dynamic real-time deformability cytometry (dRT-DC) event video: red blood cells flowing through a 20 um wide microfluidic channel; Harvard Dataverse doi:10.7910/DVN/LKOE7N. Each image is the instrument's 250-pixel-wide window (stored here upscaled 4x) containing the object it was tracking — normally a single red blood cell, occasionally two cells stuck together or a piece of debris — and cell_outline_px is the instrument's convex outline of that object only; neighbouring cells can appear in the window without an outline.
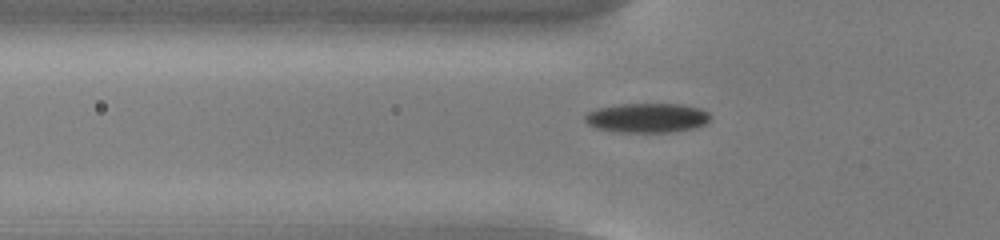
{"species": "common noctule bat (a hibernating species)", "species_latin": "Nyctalus noctula", "temperature_condition": "cold", "stored_images_in_passage": 45, "camera_frame_rate_fps": 3000, "um_per_image_px": 0.085, "animal": {"sex": "male", "body_mass_g": 13.0, "forearm_length_mm": 53.1}, "frame": {"image": 1, "passage_image": 10, "time_ms": 3.0, "image_size_px": [1000, 240], "cell_outline_px": [[708, 120], [704, 124], [692, 128], [668, 132], [612, 132], [596, 128], [588, 124], [584, 120], [584, 116], [588, 112], [596, 108], [620, 104], [680, 104], [700, 108], [708, 112]], "centroid_in_image_um": [54.93, 10.02], "position_along_channel_um": 70.9, "area_um2": 21.44}}
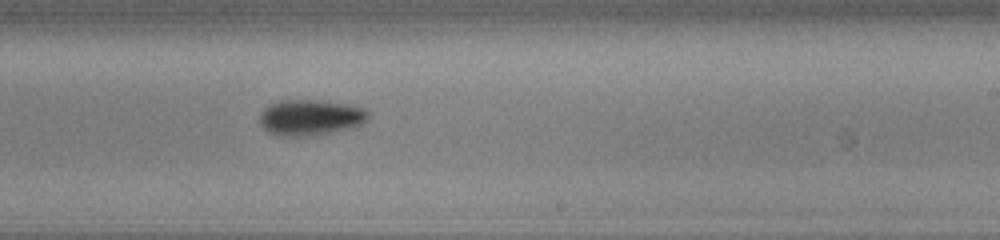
{"frame": {"image": 2, "passage_image": 25, "time_ms": 8.0, "image_size_px": [1000, 240], "cell_outline_px": [[368, 120], [360, 124], [348, 128], [308, 136], [280, 136], [268, 132], [260, 124], [260, 116], [264, 108], [280, 100], [320, 100], [344, 104], [364, 108], [368, 112]], "centroid_in_image_um": [26.35, 9.98], "position_along_channel_um": 262.6, "area_um2": 22.31}}
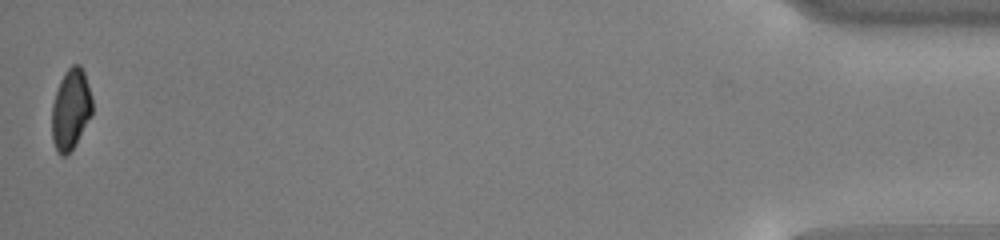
{"frame": {"image": 3, "passage_image": 45, "time_ms": 14.667, "image_size_px": [1000, 240], "cell_outline_px": [[92, 116], [72, 148], [64, 156], [60, 156], [56, 152], [52, 140], [52, 104], [60, 80], [68, 68], [72, 64], [80, 64], [84, 72], [92, 96]], "centroid_in_image_um": [6.01, 9.29], "position_along_channel_um": 429.2, "area_um2": 19.02}, "authors_computed_cell_mechanics": {"area_um2": 20.8658, "velocity_mm_per_s": 3.8544, "shape_relaxation_time_tau1_ms": 3.116, "shape_relaxation_time_tau2_ms": null, "deformation_change_tau1": 0.1133, "deformation_change_tau2": null}}